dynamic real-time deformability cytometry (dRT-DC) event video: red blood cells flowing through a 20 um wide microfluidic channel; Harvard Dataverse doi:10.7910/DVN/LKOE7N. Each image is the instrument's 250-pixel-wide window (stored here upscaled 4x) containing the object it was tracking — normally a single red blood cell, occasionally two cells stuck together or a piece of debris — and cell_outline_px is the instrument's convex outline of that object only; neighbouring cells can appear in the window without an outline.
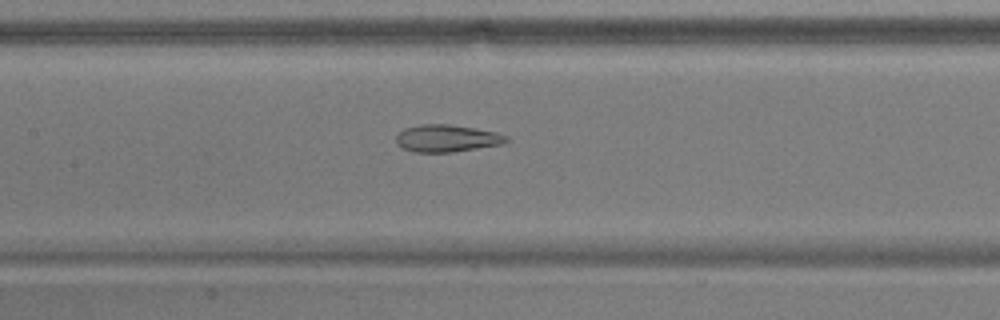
{"species": "common noctule bat (a hibernating species)", "species_latin": "Nyctalus noctula", "temperature_condition": "warm", "stored_images_in_passage": 54, "camera_frame_rate_fps": 3000, "um_per_image_px": 0.085, "animal": {"sex": "male", "body_mass_g": 17.9}, "frame": {"image": 1, "passage_image": 25, "time_ms": 8.0, "image_size_px": [1000, 320], "cell_outline_px": [[508, 140], [500, 144], [452, 152], [412, 152], [396, 144], [396, 136], [404, 128], [420, 124], [448, 124], [496, 132], [508, 136]], "centroid_in_image_um": [37.93, 11.75], "position_along_channel_um": 169.5, "area_um2": 17.28}}
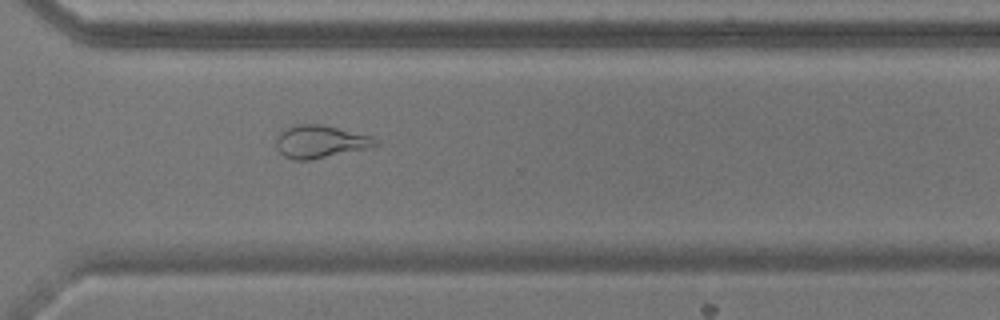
{"frame": {"image": 2, "passage_image": 39, "time_ms": 12.667, "image_size_px": [1000, 320], "cell_outline_px": [[380, 144], [372, 148], [312, 160], [292, 160], [284, 156], [276, 148], [276, 136], [284, 128], [296, 124], [324, 124], [372, 136]], "centroid_in_image_um": [27.23, 12.04], "position_along_channel_um": 343.4, "area_um2": 19.42}}
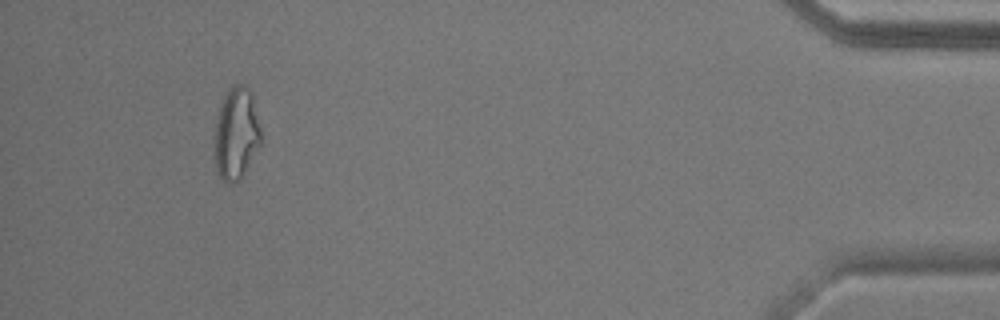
{"frame": {"image": 3, "passage_image": 50, "time_ms": 16.333, "image_size_px": [1000, 320], "cell_outline_px": [[260, 144], [240, 180], [232, 184], [228, 184], [216, 172], [212, 148], [212, 136], [216, 112], [228, 88], [232, 84], [244, 84], [252, 92], [260, 128]], "centroid_in_image_um": [20.01, 11.34], "position_along_channel_um": 415.2, "area_um2": 25.84}, "authors_computed_cell_mechanics": {"area_um2": 22.6865, "velocity_mm_per_s": 3.7366, "shape_relaxation_time_tau1_ms": null, "shape_relaxation_time_tau2_ms": 2.3798, "deformation_change_tau1": null, "deformation_change_tau2": 0.0864}}